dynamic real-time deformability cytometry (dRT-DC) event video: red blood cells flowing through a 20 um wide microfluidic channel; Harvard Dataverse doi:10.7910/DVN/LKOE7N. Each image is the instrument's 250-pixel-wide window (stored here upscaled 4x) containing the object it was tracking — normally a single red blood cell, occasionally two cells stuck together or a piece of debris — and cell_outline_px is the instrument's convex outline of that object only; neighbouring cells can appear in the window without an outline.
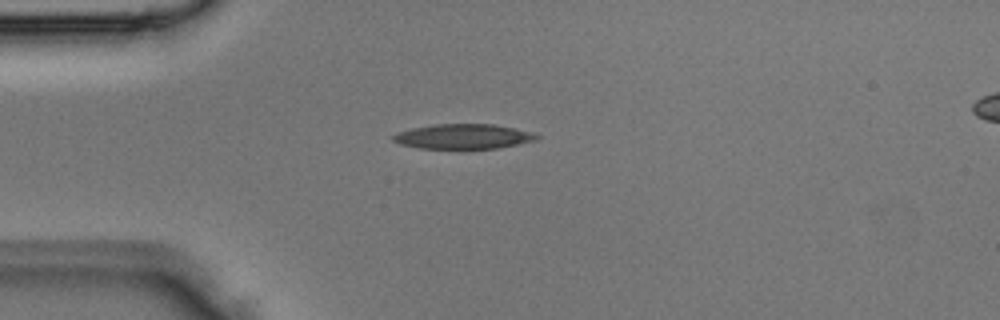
{"species": "Egyptian fruit bat (a non-hibernating species)", "species_latin": "Rousettus aegyptiacus", "temperature_condition": "room temperature", "stored_images_in_passage": 1, "camera_frame_rate_fps": 3000, "um_per_image_px": 0.085, "animal": {"sex": "male"}, "frame": {"image": 1, "passage_image": 1, "time_ms": 0.0, "image_size_px": [1000, 320], "cell_outline_px": [[540, 136], [536, 140], [496, 148], [420, 148], [400, 144], [392, 140], [392, 136], [396, 132], [412, 128], [432, 124], [492, 124], [516, 128], [532, 132]], "centroid_in_image_um": [39.35, 11.59], "position_along_channel_um": 45.6, "area_um2": 20.69}}